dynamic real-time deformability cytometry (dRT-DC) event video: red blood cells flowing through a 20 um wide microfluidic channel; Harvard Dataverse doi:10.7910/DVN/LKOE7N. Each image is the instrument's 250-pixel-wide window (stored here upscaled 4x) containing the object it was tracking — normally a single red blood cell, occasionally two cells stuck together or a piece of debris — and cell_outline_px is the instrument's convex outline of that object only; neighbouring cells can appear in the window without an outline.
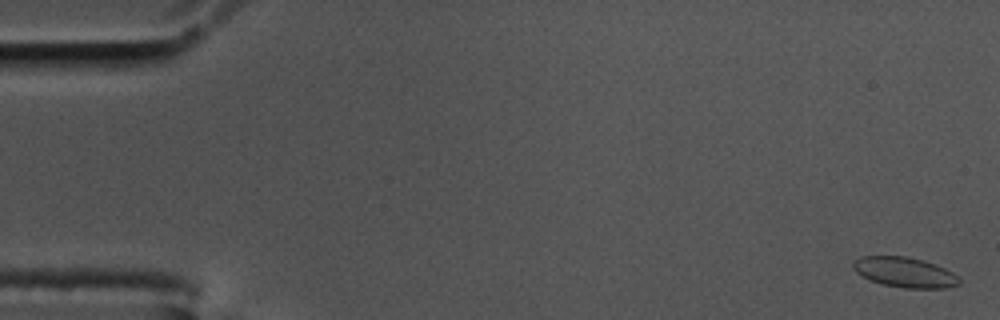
{"species": "common noctule bat (a hibernating species)", "species_latin": "Nyctalus noctula", "temperature_condition": "cold", "stored_images_in_passage": 11, "camera_frame_rate_fps": 3000, "um_per_image_px": 0.085, "animal": {"sex": "male", "body_mass_g": 17.5, "forearm_length_mm": 52.3}, "frame": {"image": 1, "passage_image": 1, "time_ms": 0.0, "image_size_px": [1000, 320], "cell_outline_px": [[960, 284], [948, 288], [904, 288], [884, 284], [872, 280], [856, 272], [852, 268], [852, 264], [860, 256], [908, 256], [936, 264], [952, 272], [960, 280]], "centroid_in_image_um": [76.92, 23.14], "position_along_channel_um": 8.1, "area_um2": 18.5}}